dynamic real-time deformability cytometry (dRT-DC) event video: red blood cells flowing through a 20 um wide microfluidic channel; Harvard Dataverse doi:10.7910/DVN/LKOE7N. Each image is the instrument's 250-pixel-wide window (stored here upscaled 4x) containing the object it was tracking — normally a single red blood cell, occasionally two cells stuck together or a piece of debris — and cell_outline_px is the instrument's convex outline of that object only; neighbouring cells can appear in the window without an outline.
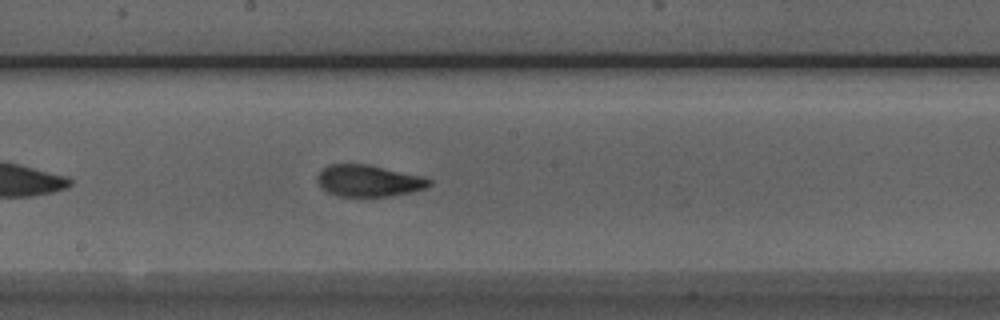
{"species": "Egyptian fruit bat (a non-hibernating species)", "species_latin": "Rousettus aegyptiacus", "temperature_condition": "room temperature", "stored_images_in_passage": 25, "camera_frame_rate_fps": 3000, "um_per_image_px": 0.085, "animal": {"sex": "male"}, "frame": {"image": 1, "passage_image": 15, "time_ms": 4.667, "image_size_px": [1000, 320], "cell_outline_px": [[432, 184], [424, 188], [412, 192], [392, 196], [336, 196], [320, 188], [316, 180], [316, 176], [324, 168], [332, 164], [368, 164], [424, 176], [432, 180]], "centroid_in_image_um": [31.34, 15.37], "position_along_channel_um": 216.9, "area_um2": 20.81}}
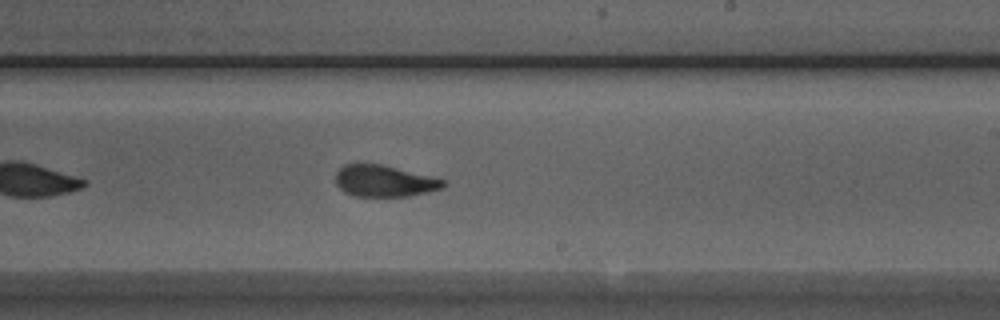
{"frame": {"image": 2, "passage_image": 18, "time_ms": 5.667, "image_size_px": [1000, 320], "cell_outline_px": [[448, 184], [444, 188], [408, 196], [356, 196], [344, 192], [336, 184], [336, 172], [344, 164], [380, 164], [444, 180]], "centroid_in_image_um": [32.65, 15.39], "position_along_channel_um": 256.4, "area_um2": 19.48}}
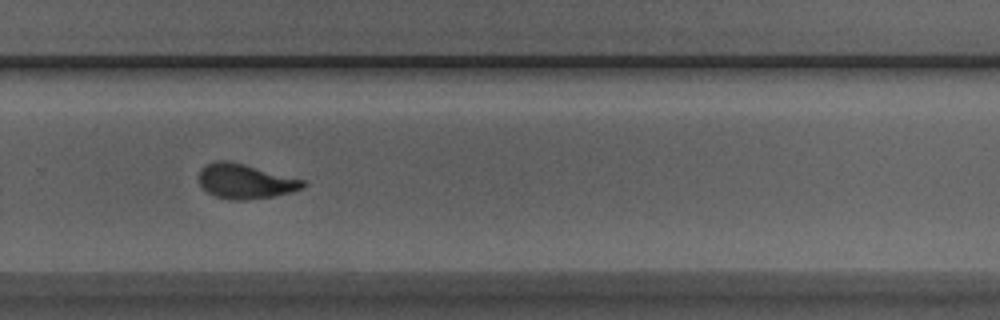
{"frame": {"image": 3, "passage_image": 22, "time_ms": 7.0, "image_size_px": [1000, 320], "cell_outline_px": [[304, 188], [292, 192], [272, 196], [244, 200], [228, 200], [216, 196], [208, 192], [200, 184], [200, 168], [204, 164], [220, 160], [228, 160], [244, 164], [304, 180]], "centroid_in_image_um": [20.83, 15.41], "position_along_channel_um": 309.0, "area_um2": 20.87}}